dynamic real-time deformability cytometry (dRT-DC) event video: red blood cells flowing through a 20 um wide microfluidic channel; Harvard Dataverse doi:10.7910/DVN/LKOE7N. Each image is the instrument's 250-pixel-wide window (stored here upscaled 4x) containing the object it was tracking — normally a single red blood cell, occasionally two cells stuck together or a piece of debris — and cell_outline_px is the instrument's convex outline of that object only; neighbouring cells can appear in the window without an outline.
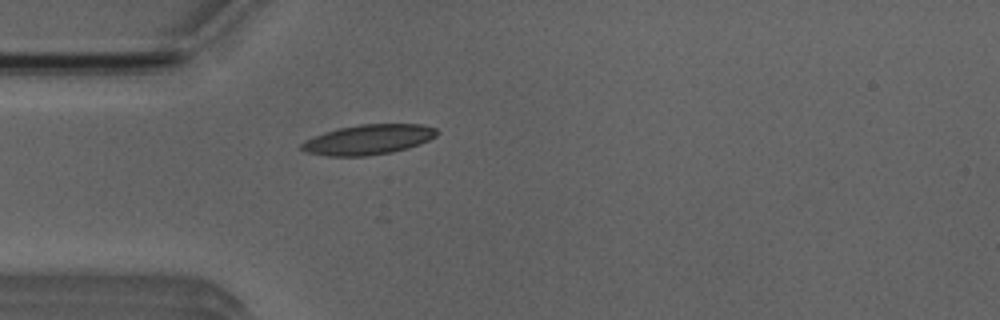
{"species": "Egyptian fruit bat (a non-hibernating species)", "species_latin": "Rousettus aegyptiacus", "temperature_condition": "room temperature", "stored_images_in_passage": 1, "camera_frame_rate_fps": 3000, "um_per_image_px": 0.085, "animal": {"sex": "male"}, "frame": {"image": 1, "passage_image": 1, "time_ms": 0.0, "image_size_px": [1000, 320], "cell_outline_px": [[440, 132], [436, 136], [420, 144], [408, 148], [392, 152], [368, 156], [328, 156], [308, 152], [300, 148], [300, 144], [304, 140], [324, 132], [340, 128], [360, 124], [420, 124], [436, 128]], "centroid_in_image_um": [31.32, 11.86], "position_along_channel_um": 53.7, "area_um2": 23.7}}